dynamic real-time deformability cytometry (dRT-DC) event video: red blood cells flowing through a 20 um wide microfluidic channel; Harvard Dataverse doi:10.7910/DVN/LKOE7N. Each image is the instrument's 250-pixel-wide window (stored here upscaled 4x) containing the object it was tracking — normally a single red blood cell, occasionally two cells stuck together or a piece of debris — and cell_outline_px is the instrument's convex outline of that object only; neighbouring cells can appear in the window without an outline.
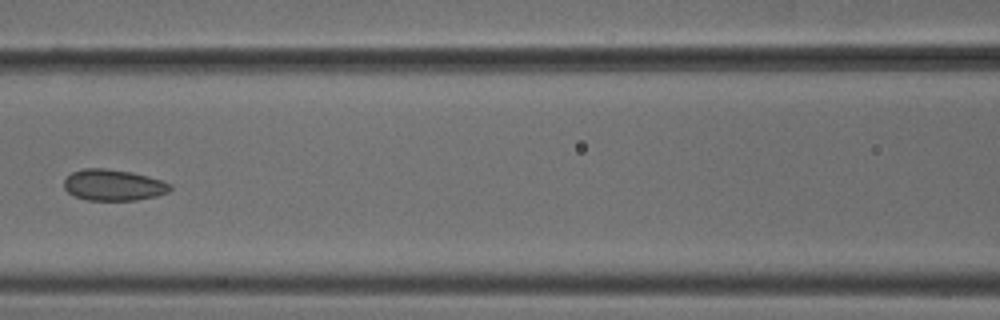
{"species": "common noctule bat (a hibernating species)", "species_latin": "Nyctalus noctula", "temperature_condition": "cold", "stored_images_in_passage": 9, "camera_frame_rate_fps": 3000, "um_per_image_px": 0.085, "animal": {"sex": "male", "body_mass_g": 18.8}, "frame": {"image": 1, "passage_image": 8, "time_ms": 2.333, "image_size_px": [1000, 320], "cell_outline_px": [[172, 188], [168, 192], [156, 196], [136, 200], [88, 200], [76, 196], [68, 192], [64, 188], [64, 180], [72, 172], [84, 168], [104, 168], [132, 172], [148, 176], [172, 184]], "centroid_in_image_um": [9.65, 15.72], "position_along_channel_um": 157.0, "area_um2": 19.25}}
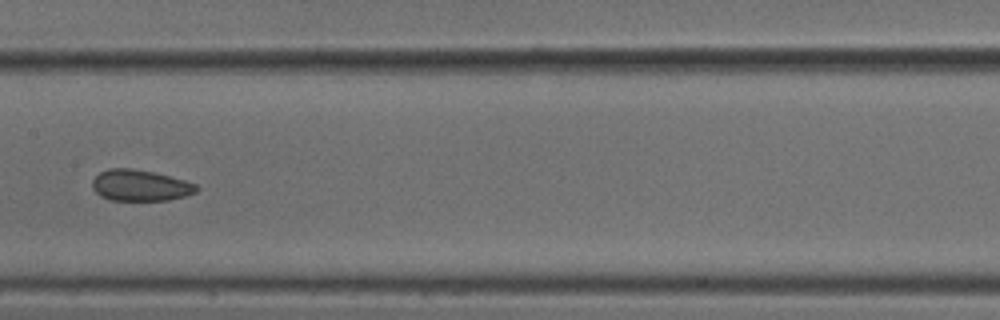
{"frame": {"image": 2, "passage_image": 9, "time_ms": 2.667, "image_size_px": [1000, 320], "cell_outline_px": [[200, 188], [196, 192], [184, 196], [168, 200], [112, 200], [100, 196], [92, 188], [92, 180], [100, 172], [108, 168], [132, 168], [156, 172], [184, 180], [196, 184]], "centroid_in_image_um": [11.91, 15.75], "position_along_channel_um": 195.5, "area_um2": 19.02}}